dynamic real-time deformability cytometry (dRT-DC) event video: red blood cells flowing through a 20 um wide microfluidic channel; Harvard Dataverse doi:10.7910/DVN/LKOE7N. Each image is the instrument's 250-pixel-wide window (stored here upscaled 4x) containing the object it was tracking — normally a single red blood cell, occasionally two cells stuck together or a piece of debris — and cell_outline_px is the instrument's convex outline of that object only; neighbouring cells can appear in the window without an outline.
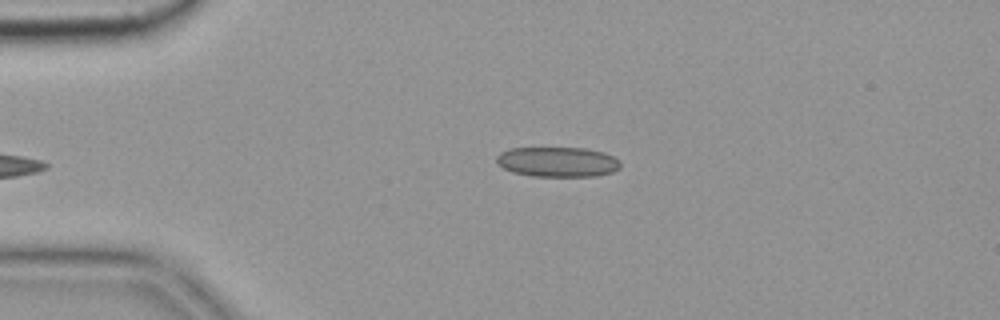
{"species": "common noctule bat (a hibernating species)", "species_latin": "Nyctalus noctula", "temperature_condition": "cold", "stored_images_in_passage": 4, "camera_frame_rate_fps": 3000, "um_per_image_px": 0.085, "animal": {"sex": "female", "body_mass_g": 19.9}, "frame": {"image": 1, "passage_image": 4, "time_ms": 1.0, "image_size_px": [1000, 320], "cell_outline_px": [[620, 168], [612, 172], [596, 176], [532, 176], [512, 172], [496, 164], [496, 156], [500, 152], [508, 148], [584, 148], [604, 152], [620, 160]], "centroid_in_image_um": [47.37, 13.76], "position_along_channel_um": 37.6, "area_um2": 21.79}}